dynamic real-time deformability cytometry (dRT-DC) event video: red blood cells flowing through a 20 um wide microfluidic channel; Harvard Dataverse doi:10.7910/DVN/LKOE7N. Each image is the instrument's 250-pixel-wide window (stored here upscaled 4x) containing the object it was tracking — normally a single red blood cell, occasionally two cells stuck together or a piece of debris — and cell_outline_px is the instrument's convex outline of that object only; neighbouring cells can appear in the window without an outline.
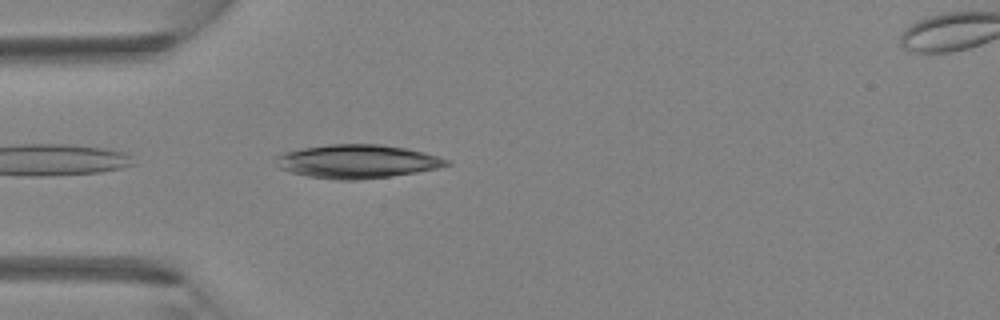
{"species": "Egyptian fruit bat (a non-hibernating species)", "species_latin": "Rousettus aegyptiacus", "temperature_condition": "room temperature", "stored_images_in_passage": 4, "camera_frame_rate_fps": 3000, "um_per_image_px": 0.085, "animal": {"sex": "female"}, "frame": {"image": 1, "passage_image": 3, "time_ms": 0.667, "image_size_px": [1000, 320], "cell_outline_px": [[452, 164], [436, 168], [416, 172], [388, 176], [356, 180], [336, 180], [308, 176], [292, 172], [280, 168], [276, 156], [284, 152], [304, 148], [328, 144], [380, 144], [404, 148], [424, 152], [452, 160]], "centroid_in_image_um": [30.4, 13.71], "position_along_channel_um": 54.6, "area_um2": 33.12}}